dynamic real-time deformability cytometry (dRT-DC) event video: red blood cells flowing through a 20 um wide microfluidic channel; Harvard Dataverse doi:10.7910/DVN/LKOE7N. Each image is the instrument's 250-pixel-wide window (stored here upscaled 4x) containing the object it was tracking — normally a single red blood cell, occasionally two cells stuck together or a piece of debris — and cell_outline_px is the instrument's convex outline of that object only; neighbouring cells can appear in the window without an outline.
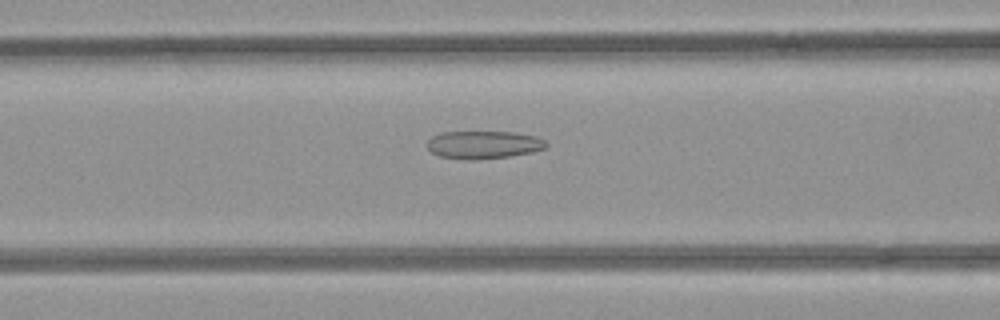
{"species": "common noctule bat (a hibernating species)", "species_latin": "Nyctalus noctula", "temperature_condition": "room temperature", "stored_images_in_passage": 6, "camera_frame_rate_fps": 3000, "um_per_image_px": 0.085, "animal": {"sex": "female", "body_mass_g": 21.9}, "frame": {"image": 1, "passage_image": 6, "time_ms": 1.667, "image_size_px": [1000, 320], "cell_outline_px": [[548, 144], [544, 148], [532, 152], [508, 156], [468, 160], [440, 156], [432, 152], [428, 148], [428, 140], [432, 136], [440, 132], [512, 132], [536, 136], [544, 140]], "centroid_in_image_um": [41.09, 12.29], "position_along_channel_um": 125.5, "area_um2": 19.07}}